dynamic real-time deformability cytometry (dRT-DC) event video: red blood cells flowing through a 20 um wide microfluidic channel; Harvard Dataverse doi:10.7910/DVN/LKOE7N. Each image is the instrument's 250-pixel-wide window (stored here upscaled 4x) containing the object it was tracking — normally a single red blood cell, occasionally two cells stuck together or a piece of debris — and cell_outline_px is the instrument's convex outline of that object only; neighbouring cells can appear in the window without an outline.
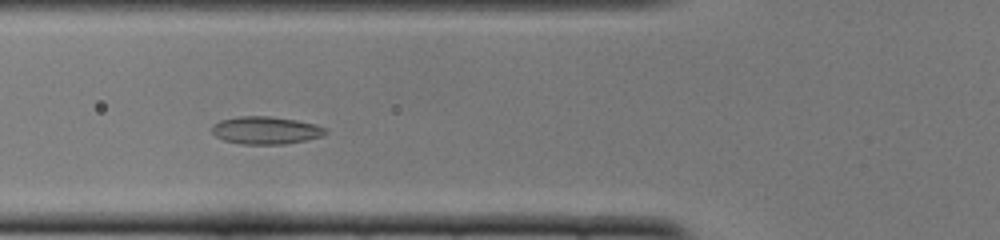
{"species": "common noctule bat (a hibernating species)", "species_latin": "Nyctalus noctula", "temperature_condition": "cold", "stored_images_in_passage": 43, "camera_frame_rate_fps": 3000, "um_per_image_px": 0.085, "animal": {"sex": "female", "body_mass_g": 22.0, "forearm_length_mm": 56.7}, "frame": {"image": 1, "passage_image": 10, "time_ms": 3.0, "image_size_px": [1000, 240], "cell_outline_px": [[328, 132], [320, 136], [304, 140], [284, 144], [240, 144], [224, 140], [216, 136], [212, 132], [212, 124], [220, 120], [240, 116], [268, 116], [296, 120], [316, 124], [324, 128]], "centroid_in_image_um": [22.55, 11.07], "position_along_channel_um": 103.2, "area_um2": 18.15}}
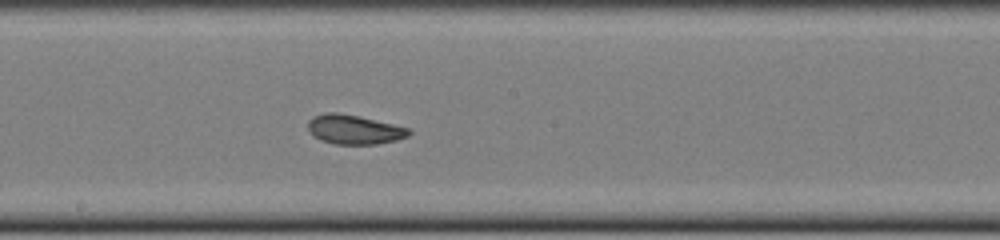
{"frame": {"image": 2, "passage_image": 19, "time_ms": 6.0, "image_size_px": [1000, 240], "cell_outline_px": [[412, 132], [408, 136], [396, 140], [376, 144], [336, 144], [320, 140], [312, 136], [308, 128], [308, 120], [312, 116], [324, 112], [336, 112], [360, 116], [408, 128]], "centroid_in_image_um": [30.06, 11.0], "position_along_channel_um": 218.1, "area_um2": 17.34}}
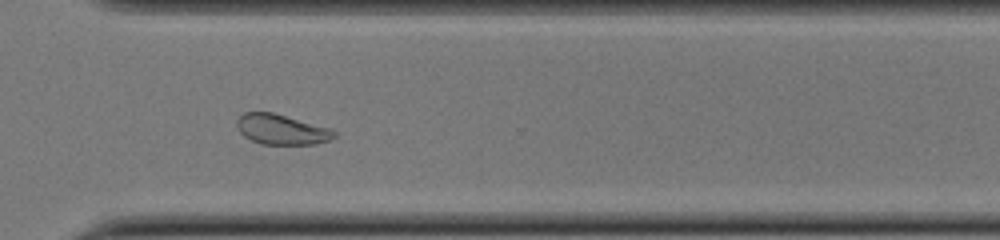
{"frame": {"image": 3, "passage_image": 29, "time_ms": 9.333, "image_size_px": [1000, 240], "cell_outline_px": [[336, 136], [332, 140], [316, 144], [260, 144], [244, 136], [240, 132], [236, 124], [236, 120], [244, 112], [272, 112], [328, 128], [336, 132]], "centroid_in_image_um": [23.92, 11.01], "position_along_channel_um": 346.7, "area_um2": 16.99}, "authors_computed_cell_mechanics": {"area_um2": 18.6694, "velocity_mm_per_s": 3.8382, "shape_relaxation_time_tau1_ms": 4.9992, "shape_relaxation_time_tau2_ms": 1.5795, "deformation_change_tau1": 0.0885, "deformation_change_tau2": 0.0577}}